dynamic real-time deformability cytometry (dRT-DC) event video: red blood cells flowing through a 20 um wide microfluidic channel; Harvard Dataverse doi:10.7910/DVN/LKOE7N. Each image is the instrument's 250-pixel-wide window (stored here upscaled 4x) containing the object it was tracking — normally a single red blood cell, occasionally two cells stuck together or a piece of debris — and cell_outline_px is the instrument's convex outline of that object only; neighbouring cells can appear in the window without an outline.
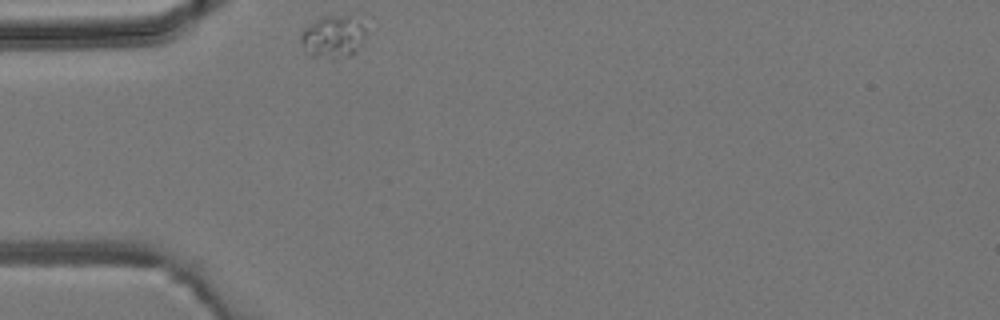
{"species": "common noctule bat (a hibernating species)", "species_latin": "Nyctalus noctula", "temperature_condition": "room temperature", "stored_images_in_passage": 1, "camera_frame_rate_fps": 3000, "um_per_image_px": 0.085, "animal": {"sex": "male", "body_mass_g": 19.2, "forearm_length_mm": 51.8}, "frame": {"image": 1, "passage_image": 1, "time_ms": 0.0, "image_size_px": [1000, 320], "cell_outline_px": [[368, 32], [364, 40], [356, 52], [352, 56], [308, 56], [300, 40], [300, 32], [304, 28], [316, 20], [324, 16], [348, 16], [360, 24]], "centroid_in_image_um": [28.3, 3.12], "position_along_channel_um": 56.7, "area_um2": 15.72}}